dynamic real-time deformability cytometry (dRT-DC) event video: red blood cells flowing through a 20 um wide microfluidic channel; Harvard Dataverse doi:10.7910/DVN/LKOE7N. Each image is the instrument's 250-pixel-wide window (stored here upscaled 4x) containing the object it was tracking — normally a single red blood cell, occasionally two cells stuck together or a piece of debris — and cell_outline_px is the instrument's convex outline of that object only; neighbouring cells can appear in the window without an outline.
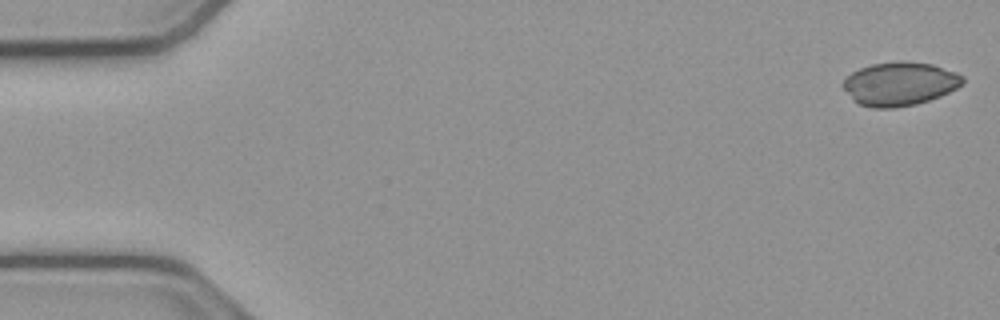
{"species": "common noctule bat (a hibernating species)", "species_latin": "Nyctalus noctula", "temperature_condition": "cold", "stored_images_in_passage": 12, "camera_frame_rate_fps": 3000, "um_per_image_px": 0.085, "animal": {"sex": "male", "body_mass_g": 23.1, "forearm_length_mm": 52.7}, "frame": {"image": 1, "passage_image": 1, "time_ms": 0.0, "image_size_px": [1000, 320], "cell_outline_px": [[964, 80], [956, 88], [940, 96], [916, 104], [892, 108], [872, 108], [860, 104], [840, 84], [852, 72], [860, 68], [872, 64], [900, 60], [904, 60], [932, 64], [956, 72], [964, 76]], "centroid_in_image_um": [76.49, 7.1], "position_along_channel_um": 8.5, "area_um2": 30.17}}